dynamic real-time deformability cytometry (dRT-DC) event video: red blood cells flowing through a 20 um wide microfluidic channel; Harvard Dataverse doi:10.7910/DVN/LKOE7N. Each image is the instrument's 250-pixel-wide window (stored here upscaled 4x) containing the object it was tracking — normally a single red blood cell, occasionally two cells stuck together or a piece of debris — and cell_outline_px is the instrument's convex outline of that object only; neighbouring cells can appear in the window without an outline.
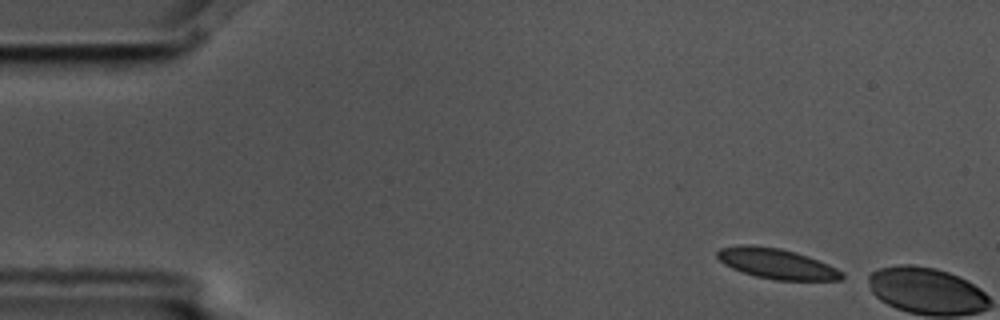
{"species": "common noctule bat (a hibernating species)", "species_latin": "Nyctalus noctula", "temperature_condition": "cold", "stored_images_in_passage": 2, "camera_frame_rate_fps": 3000, "um_per_image_px": 0.085, "animal": {"sex": "male", "body_mass_g": 17.5, "forearm_length_mm": 52.3}, "frame": {"image": 1, "passage_image": 1, "time_ms": 0.0, "image_size_px": [1000, 320], "cell_outline_px": [[844, 276], [840, 280], [776, 280], [756, 276], [732, 268], [724, 264], [716, 256], [716, 252], [720, 248], [740, 244], [752, 244], [780, 248], [796, 252], [808, 256], [828, 264], [844, 272]], "centroid_in_image_um": [66.01, 22.39], "position_along_channel_um": 19.0, "area_um2": 22.08}}